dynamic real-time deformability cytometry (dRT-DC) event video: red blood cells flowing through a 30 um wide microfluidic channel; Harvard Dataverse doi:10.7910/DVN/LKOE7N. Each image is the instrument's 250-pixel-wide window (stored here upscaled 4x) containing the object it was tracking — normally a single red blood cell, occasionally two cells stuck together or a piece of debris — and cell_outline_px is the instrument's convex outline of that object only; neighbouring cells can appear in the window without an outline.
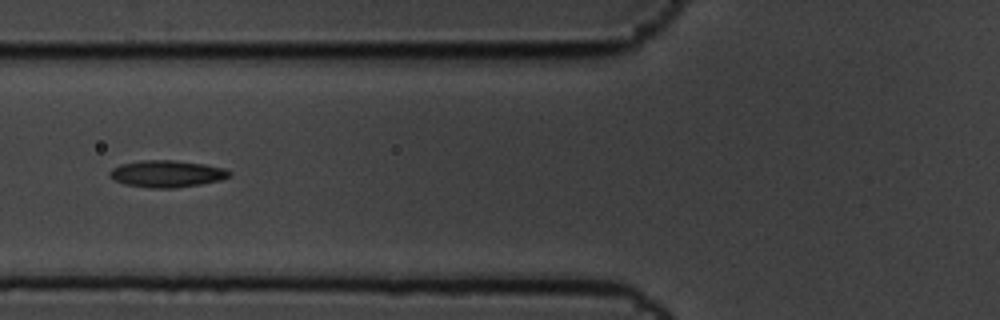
{"species": "common noctule bat (a hibernating species)", "species_latin": "Nyctalus noctula", "temperature_condition": "cold", "stored_images_in_passage": 6, "camera_frame_rate_fps": 3000, "um_per_image_px": 0.085, "animal": {"sex": "male", "body_mass_g": 19.5, "forearm_length_mm": 54.6}, "frame": {"image": 1, "passage_image": 6, "time_ms": 1.667, "image_size_px": [1000, 320], "cell_outline_px": [[232, 176], [220, 180], [200, 184], [172, 188], [152, 188], [124, 184], [108, 176], [108, 172], [112, 168], [120, 164], [140, 160], [172, 160], [204, 164], [224, 168], [232, 172]], "centroid_in_image_um": [14.17, 14.76], "position_along_channel_um": 111.6, "area_um2": 18.79}}